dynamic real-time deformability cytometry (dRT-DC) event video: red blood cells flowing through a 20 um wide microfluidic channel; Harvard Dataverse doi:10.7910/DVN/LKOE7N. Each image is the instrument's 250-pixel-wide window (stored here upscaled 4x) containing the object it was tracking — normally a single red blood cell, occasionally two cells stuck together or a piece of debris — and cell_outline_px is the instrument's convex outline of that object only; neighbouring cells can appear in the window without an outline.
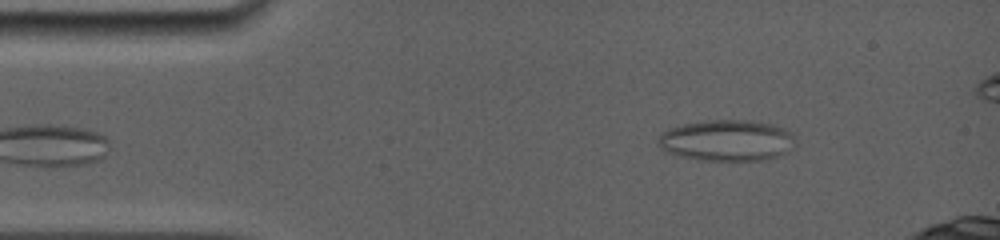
{"species": "common noctule bat (a hibernating species)", "species_latin": "Nyctalus noctula", "temperature_condition": "room temperature", "stored_images_in_passage": 64, "camera_frame_rate_fps": 5000, "um_per_image_px": 0.085, "animal": {"sex": "female", "body_mass_g": 19.0, "forearm_length_mm": 56.7}, "frame": {"image": 1, "passage_image": 1, "time_ms": 0.0, "image_size_px": [1000, 240], "cell_outline_px": [[796, 136], [788, 152], [764, 160], [700, 160], [680, 156], [664, 152], [656, 144], [656, 140], [668, 128], [684, 124], [708, 120], [752, 120], [776, 124], [784, 128]], "centroid_in_image_um": [61.77, 11.93], "position_along_channel_um": 23.2, "area_um2": 33.18}}
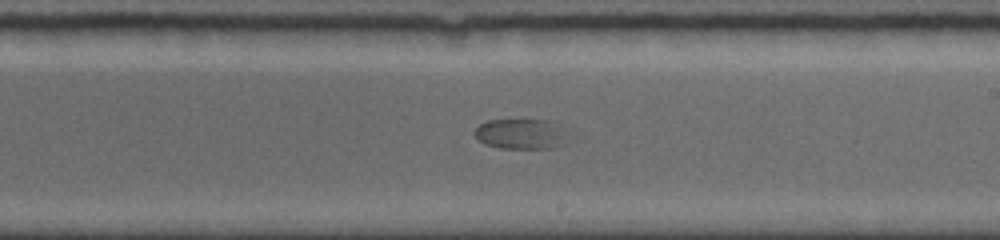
{"frame": {"image": 2, "passage_image": 28, "time_ms": 7.4, "image_size_px": [1000, 240], "cell_outline_px": [[568, 132], [564, 144], [552, 148], [500, 148], [484, 144], [472, 132], [480, 124], [488, 120], [520, 116], [552, 120]], "centroid_in_image_um": [44.3, 11.31], "position_along_channel_um": 244.7, "area_um2": 17.51}}
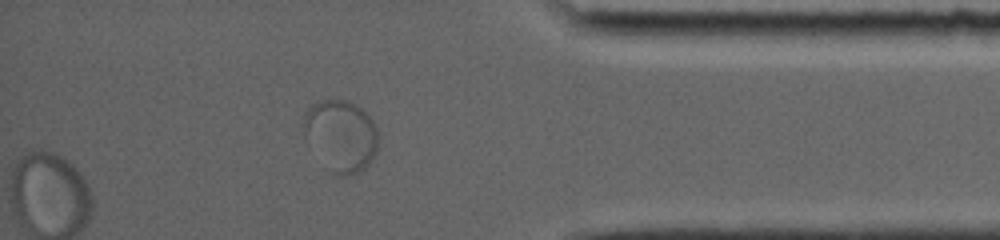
{"frame": {"image": 3, "passage_image": 49, "time_ms": 12.0, "image_size_px": [1000, 240], "cell_outline_px": [[376, 152], [372, 160], [364, 168], [348, 176], [336, 176], [332, 172], [304, 132], [304, 116], [308, 108], [312, 104], [324, 100], [348, 100], [356, 104], [372, 120], [376, 128]], "centroid_in_image_um": [29.01, 11.5], "position_along_channel_um": 406.2, "area_um2": 30.0}}